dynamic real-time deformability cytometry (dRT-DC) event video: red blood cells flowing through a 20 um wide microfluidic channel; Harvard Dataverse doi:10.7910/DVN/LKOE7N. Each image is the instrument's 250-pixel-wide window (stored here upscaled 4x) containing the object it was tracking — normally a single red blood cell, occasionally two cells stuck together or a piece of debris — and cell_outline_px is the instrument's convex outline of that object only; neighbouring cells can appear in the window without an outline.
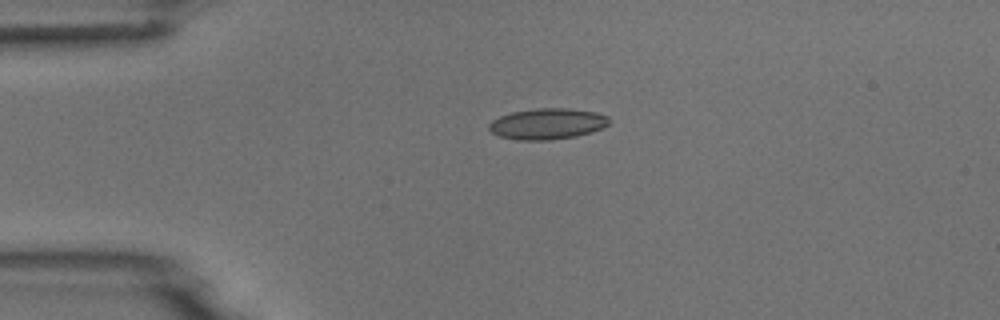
{"species": "common noctule bat (a hibernating species)", "species_latin": "Nyctalus noctula", "temperature_condition": "room temperature", "stored_images_in_passage": 2, "camera_frame_rate_fps": 3000, "um_per_image_px": 0.085, "animal": {"sex": "male", "body_mass_g": 18.8}, "frame": {"image": 1, "passage_image": 2, "time_ms": 2.0, "image_size_px": [1000, 320], "cell_outline_px": [[608, 124], [592, 132], [576, 136], [548, 140], [516, 140], [500, 136], [492, 132], [488, 128], [488, 124], [492, 120], [500, 116], [512, 112], [536, 108], [568, 108], [596, 112], [608, 116]], "centroid_in_image_um": [46.5, 10.52], "position_along_channel_um": 38.5, "area_um2": 21.62}}